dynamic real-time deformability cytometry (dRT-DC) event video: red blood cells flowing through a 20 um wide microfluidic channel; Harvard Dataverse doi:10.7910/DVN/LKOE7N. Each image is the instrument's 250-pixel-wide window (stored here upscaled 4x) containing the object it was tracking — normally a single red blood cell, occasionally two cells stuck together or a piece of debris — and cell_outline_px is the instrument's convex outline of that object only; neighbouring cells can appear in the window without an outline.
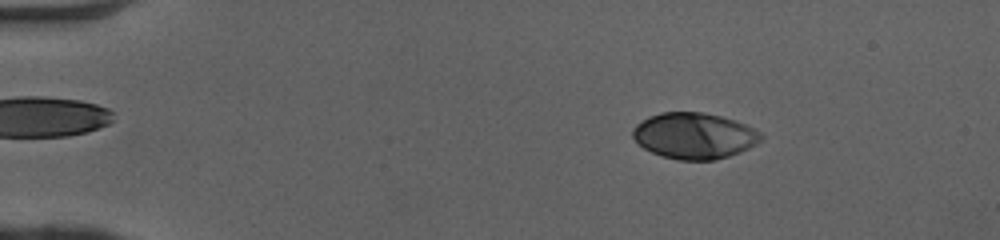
{"species": "human", "species_latin": "Homo sapiens", "temperature_condition": "cold", "stored_images_in_passage": 47, "camera_frame_rate_fps": 3000, "um_per_image_px": 0.085, "donor": {"sex": "female"}, "frame": {"image": 1, "passage_image": 5, "time_ms": 1.333, "image_size_px": [1000, 240], "cell_outline_px": [[764, 136], [756, 144], [740, 152], [716, 160], [676, 160], [652, 152], [644, 148], [632, 136], [632, 128], [636, 124], [648, 116], [660, 112], [700, 112], [720, 116], [736, 120], [760, 132]], "centroid_in_image_um": [59.0, 11.53], "position_along_channel_um": 26.0, "area_um2": 34.39}}
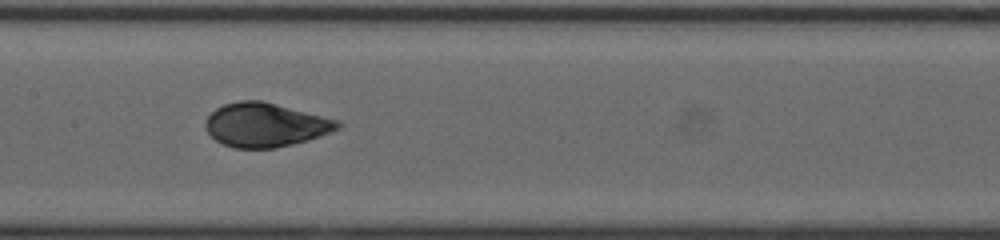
{"frame": {"image": 2, "passage_image": 23, "time_ms": 7.333, "image_size_px": [1000, 240], "cell_outline_px": [[344, 124], [340, 128], [320, 136], [276, 148], [236, 148], [224, 144], [216, 140], [208, 132], [204, 124], [208, 116], [216, 108], [224, 104], [240, 100], [260, 100], [340, 120]], "centroid_in_image_um": [22.57, 10.61], "position_along_channel_um": 184.8, "area_um2": 33.64}}
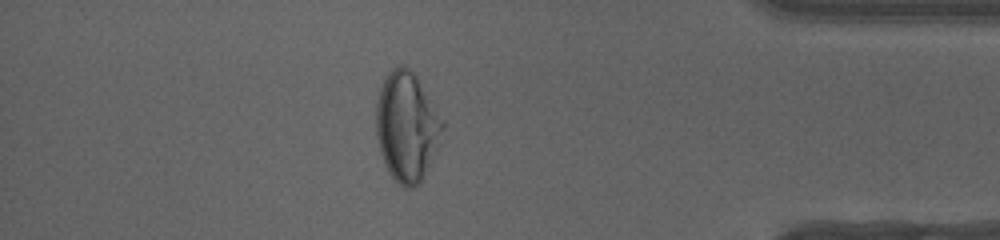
{"frame": {"image": 3, "passage_image": 41, "time_ms": 13.333, "image_size_px": [1000, 240], "cell_outline_px": [[444, 124], [440, 144], [420, 184], [412, 188], [404, 188], [392, 176], [380, 152], [376, 136], [376, 100], [380, 88], [388, 72], [392, 68], [400, 64], [404, 64], [416, 76], [444, 120]], "centroid_in_image_um": [34.59, 10.76], "position_along_channel_um": 400.6, "area_um2": 42.43}, "authors_computed_cell_mechanics": {"area_um2": 33.9286, "velocity_mm_per_s": 4.0894, "shape_relaxation_time_tau1_ms": 4.9153, "shape_relaxation_time_tau2_ms": null, "deformation_change_tau1": 0.1957, "deformation_change_tau2": null}}